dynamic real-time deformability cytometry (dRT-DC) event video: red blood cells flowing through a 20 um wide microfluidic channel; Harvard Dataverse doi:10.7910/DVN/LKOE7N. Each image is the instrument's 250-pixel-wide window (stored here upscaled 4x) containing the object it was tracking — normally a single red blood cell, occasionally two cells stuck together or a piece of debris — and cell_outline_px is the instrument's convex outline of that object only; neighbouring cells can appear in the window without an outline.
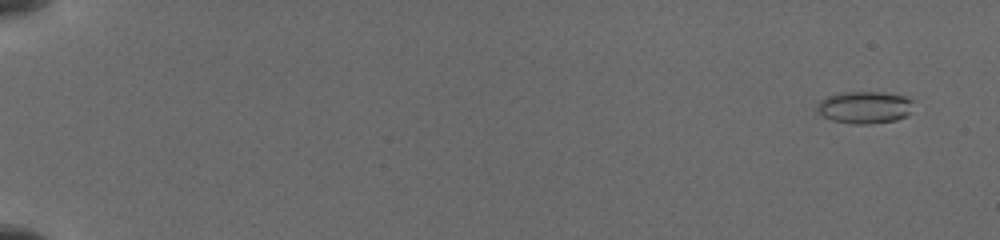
{"species": "common noctule bat (a hibernating species)", "species_latin": "Nyctalus noctula", "temperature_condition": "cold", "stored_images_in_passage": 12, "camera_frame_rate_fps": 3000, "um_per_image_px": 0.085, "animal": {"sex": "female", "body_mass_g": 19.5, "forearm_length_mm": 54.1}, "frame": {"image": 1, "passage_image": 3, "time_ms": 0.667, "image_size_px": [1000, 240], "cell_outline_px": [[912, 100], [908, 116], [896, 120], [872, 124], [852, 124], [832, 120], [816, 112], [816, 104], [820, 100], [828, 96], [840, 92], [884, 92], [904, 96]], "centroid_in_image_um": [73.46, 9.13], "position_along_channel_um": 11.5, "area_um2": 18.21}}
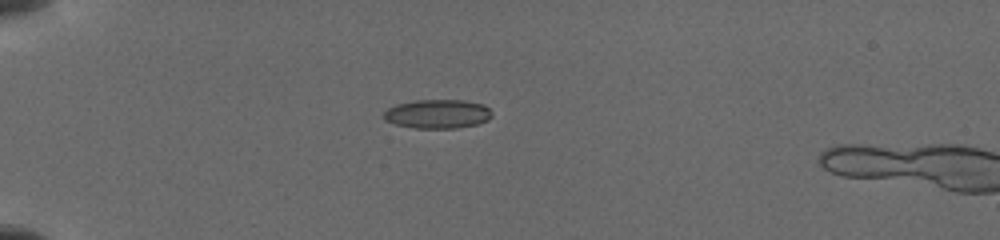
{"frame": {"image": 2, "passage_image": 10, "time_ms": 5.333, "image_size_px": [1000, 240], "cell_outline_px": [[492, 116], [488, 120], [476, 124], [456, 128], [416, 128], [396, 124], [384, 120], [384, 112], [388, 108], [396, 104], [416, 100], [464, 100], [484, 104], [492, 112]], "centroid_in_image_um": [37.21, 9.68], "position_along_channel_um": 47.8, "area_um2": 18.26}}